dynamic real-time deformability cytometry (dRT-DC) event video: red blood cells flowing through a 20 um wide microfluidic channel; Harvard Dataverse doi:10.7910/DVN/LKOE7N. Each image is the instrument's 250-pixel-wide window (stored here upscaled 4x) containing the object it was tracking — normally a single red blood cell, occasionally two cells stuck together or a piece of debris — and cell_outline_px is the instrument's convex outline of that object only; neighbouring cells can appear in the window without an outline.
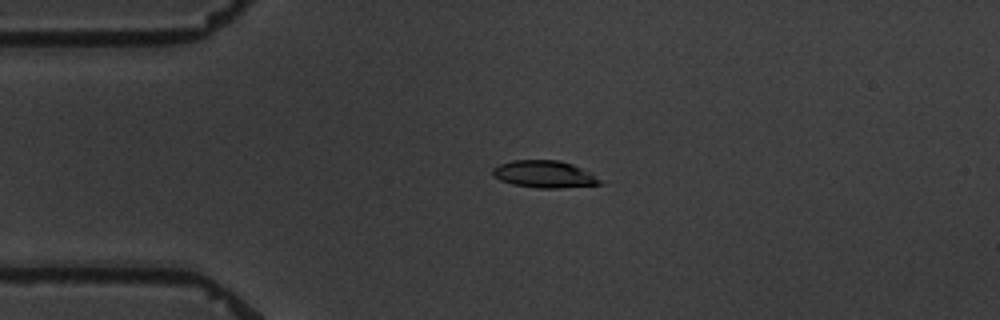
{"species": "common noctule bat (a hibernating species)", "species_latin": "Nyctalus noctula", "temperature_condition": "warm", "stored_images_in_passage": 4, "camera_frame_rate_fps": 3000, "um_per_image_px": 0.085, "animal": {"sex": "male", "body_mass_g": 19.5, "forearm_length_mm": 54.6}, "frame": {"image": 1, "passage_image": 4, "time_ms": 3.667, "image_size_px": [1000, 320], "cell_outline_px": [[604, 184], [560, 188], [540, 188], [512, 184], [500, 180], [492, 176], [492, 168], [500, 164], [512, 160], [556, 160], [572, 164], [604, 180]], "centroid_in_image_um": [46.27, 14.81], "position_along_channel_um": 38.7, "area_um2": 16.99}}